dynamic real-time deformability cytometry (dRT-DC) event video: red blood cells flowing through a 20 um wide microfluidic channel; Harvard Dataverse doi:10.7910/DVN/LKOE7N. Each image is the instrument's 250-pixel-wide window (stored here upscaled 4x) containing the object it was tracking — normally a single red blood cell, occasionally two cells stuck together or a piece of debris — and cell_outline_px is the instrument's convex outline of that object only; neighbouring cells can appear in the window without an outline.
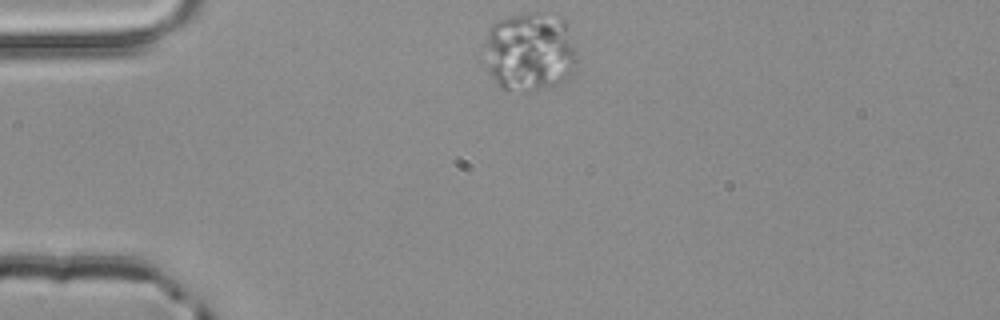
{"species": "common noctule bat (a hibernating species)", "species_latin": "Nyctalus noctula", "temperature_condition": "room temperature", "stored_images_in_passage": 3, "camera_frame_rate_fps": 3000, "um_per_image_px": 0.085, "animal": {"sex": "male", "body_mass_g": 20.4}, "frame": {"image": 1, "passage_image": 1, "time_ms": 0.0, "image_size_px": [1000, 320], "cell_outline_px": [[576, 68], [560, 84], [524, 92], [500, 88], [496, 84], [480, 60], [484, 44], [488, 32], [492, 24], [500, 20], [512, 16], [536, 12], [564, 20], [568, 24], [576, 52]], "centroid_in_image_um": [44.97, 4.43], "position_along_channel_um": 40.0, "area_um2": 43.35}}
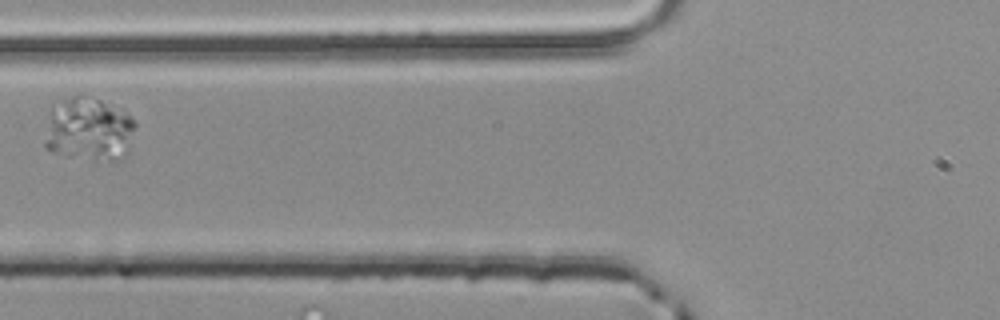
{"frame": {"image": 2, "passage_image": 3, "time_ms": 0.667, "image_size_px": [1000, 320], "cell_outline_px": [[136, 124], [128, 152], [124, 156], [116, 160], [92, 160], [68, 156], [52, 152], [44, 148], [44, 144], [48, 112], [52, 104], [72, 96], [84, 96], [100, 100], [128, 112]], "centroid_in_image_um": [7.53, 11.0], "position_along_channel_um": 118.3, "area_um2": 33.99}}